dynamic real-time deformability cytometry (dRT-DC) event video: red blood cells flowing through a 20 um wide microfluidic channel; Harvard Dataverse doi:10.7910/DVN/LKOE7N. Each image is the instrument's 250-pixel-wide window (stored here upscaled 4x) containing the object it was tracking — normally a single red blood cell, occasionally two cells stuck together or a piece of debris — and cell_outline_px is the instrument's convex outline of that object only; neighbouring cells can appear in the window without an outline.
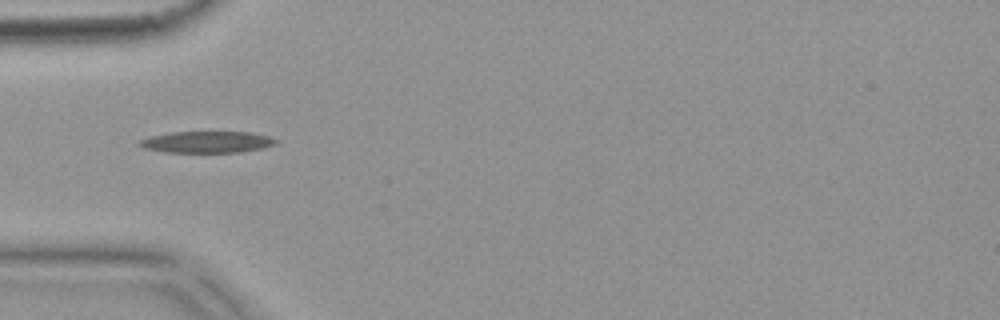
{"species": "common noctule bat (a hibernating species)", "species_latin": "Nyctalus noctula", "temperature_condition": "warm", "stored_images_in_passage": 4, "camera_frame_rate_fps": 3000, "um_per_image_px": 0.085, "animal": {"sex": "female", "body_mass_g": 18.4}, "frame": {"image": 1, "passage_image": 3, "time_ms": 0.667, "image_size_px": [1000, 320], "cell_outline_px": [[280, 140], [276, 144], [260, 148], [240, 152], [164, 152], [144, 148], [136, 144], [140, 140], [152, 136], [172, 132], [252, 132], [268, 136]], "centroid_in_image_um": [17.6, 12.07], "position_along_channel_um": 67.4, "area_um2": 17.05}}
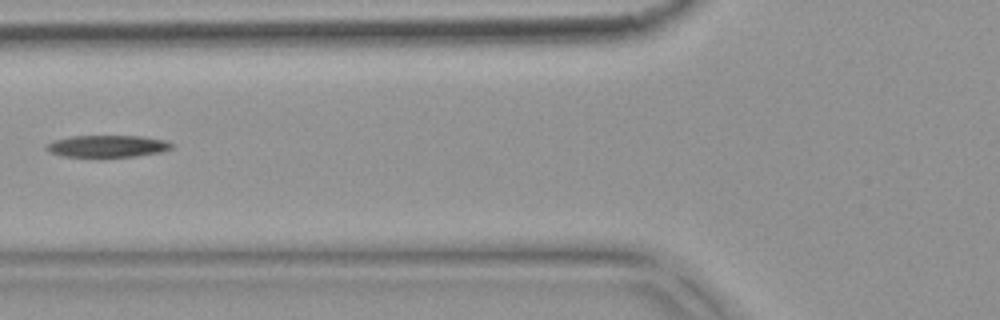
{"frame": {"image": 2, "passage_image": 4, "time_ms": 1.0, "image_size_px": [1000, 320], "cell_outline_px": [[172, 148], [160, 152], [136, 156], [100, 160], [60, 156], [48, 152], [44, 148], [52, 140], [72, 136], [140, 136], [164, 140], [172, 144]], "centroid_in_image_um": [9.03, 12.48], "position_along_channel_um": 116.8, "area_um2": 16.94}}